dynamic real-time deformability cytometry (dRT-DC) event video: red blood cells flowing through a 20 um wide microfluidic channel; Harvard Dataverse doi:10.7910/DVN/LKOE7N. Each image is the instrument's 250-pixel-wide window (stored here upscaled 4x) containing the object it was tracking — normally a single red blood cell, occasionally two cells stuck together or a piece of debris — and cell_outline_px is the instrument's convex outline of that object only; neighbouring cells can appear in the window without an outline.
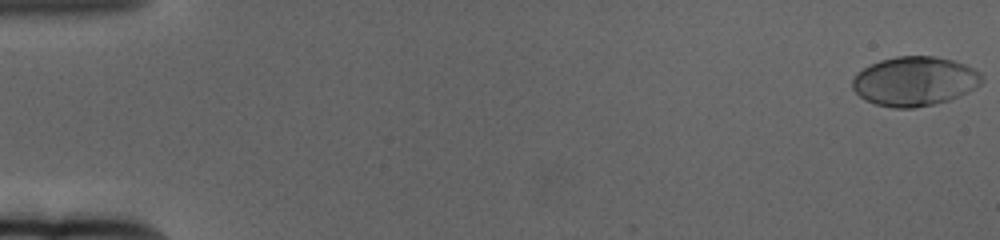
{"species": "human", "species_latin": "Homo sapiens", "temperature_condition": "cold", "stored_images_in_passage": 62, "camera_frame_rate_fps": 3000, "um_per_image_px": 0.085, "donor": {"sex": "female"}, "frame": {"image": 1, "passage_image": 1, "time_ms": 0.0, "image_size_px": [1000, 240], "cell_outline_px": [[984, 80], [976, 88], [968, 92], [948, 100], [932, 104], [912, 108], [892, 108], [876, 104], [864, 100], [852, 88], [852, 80], [856, 72], [880, 60], [896, 56], [932, 56], [952, 60], [964, 64], [980, 72], [984, 76]], "centroid_in_image_um": [77.74, 6.9], "position_along_channel_um": 7.3, "area_um2": 37.22}}
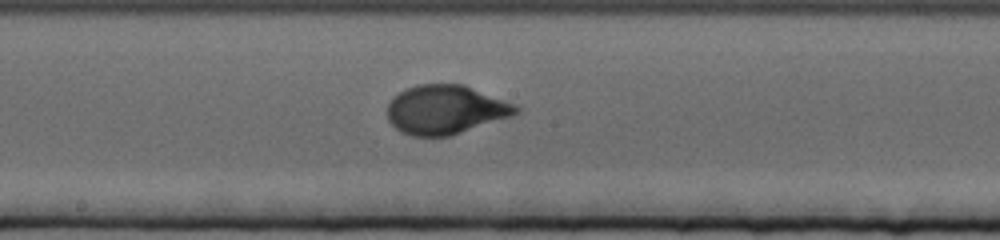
{"frame": {"image": 2, "passage_image": 34, "time_ms": 11.0, "image_size_px": [1000, 240], "cell_outline_px": [[524, 108], [520, 112], [512, 116], [448, 136], [412, 136], [400, 132], [388, 120], [388, 104], [392, 96], [416, 84], [464, 84], [516, 104]], "centroid_in_image_um": [37.89, 9.31], "position_along_channel_um": 210.3, "area_um2": 36.88}}
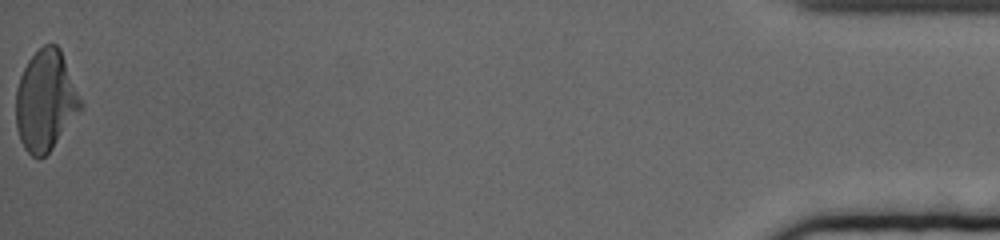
{"frame": {"image": 3, "passage_image": 62, "time_ms": 20.333, "image_size_px": [1000, 240], "cell_outline_px": [[84, 104], [52, 148], [40, 160], [36, 160], [24, 148], [20, 140], [16, 128], [16, 88], [20, 76], [28, 60], [44, 44], [56, 44], [60, 48]], "centroid_in_image_um": [3.86, 8.56], "position_along_channel_um": 431.3, "area_um2": 37.86}, "authors_computed_cell_mechanics": {"area_um2": 36.2406, "velocity_mm_per_s": 3.342, "shape_relaxation_time_tau1_ms": 3.7889, "shape_relaxation_time_tau2_ms": null, "deformation_change_tau1": 0.2087, "deformation_change_tau2": null}}